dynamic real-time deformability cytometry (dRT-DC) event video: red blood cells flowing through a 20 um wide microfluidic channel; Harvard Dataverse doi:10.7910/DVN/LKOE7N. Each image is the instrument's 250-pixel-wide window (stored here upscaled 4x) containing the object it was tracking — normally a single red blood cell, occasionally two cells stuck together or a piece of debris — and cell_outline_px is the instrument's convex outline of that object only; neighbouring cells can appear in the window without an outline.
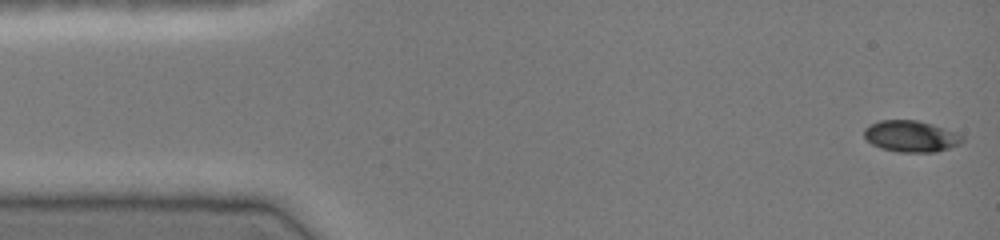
{"species": "common noctule bat (a hibernating species)", "species_latin": "Nyctalus noctula", "temperature_condition": "cold", "stored_images_in_passage": 46, "camera_frame_rate_fps": 3000, "um_per_image_px": 0.085, "animal": {"sex": "female", "body_mass_g": 19.0, "forearm_length_mm": 51.5}, "frame": {"image": 1, "passage_image": 1, "time_ms": 0.0, "image_size_px": [1000, 240], "cell_outline_px": [[964, 140], [960, 144], [936, 152], [896, 152], [880, 148], [872, 144], [864, 136], [864, 128], [880, 120], [916, 120], [932, 124], [956, 132], [964, 136]], "centroid_in_image_um": [77.44, 11.59], "position_along_channel_um": 7.6, "area_um2": 17.98}}
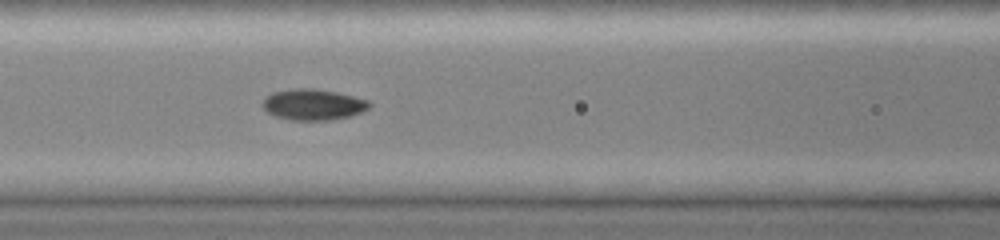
{"frame": {"image": 2, "passage_image": 19, "time_ms": 6.0, "image_size_px": [1000, 240], "cell_outline_px": [[372, 104], [368, 108], [352, 116], [332, 120], [292, 120], [276, 116], [268, 112], [260, 104], [264, 96], [272, 92], [292, 88], [312, 88], [336, 92], [368, 100]], "centroid_in_image_um": [26.58, 8.88], "position_along_channel_um": 140.0, "area_um2": 19.42}}
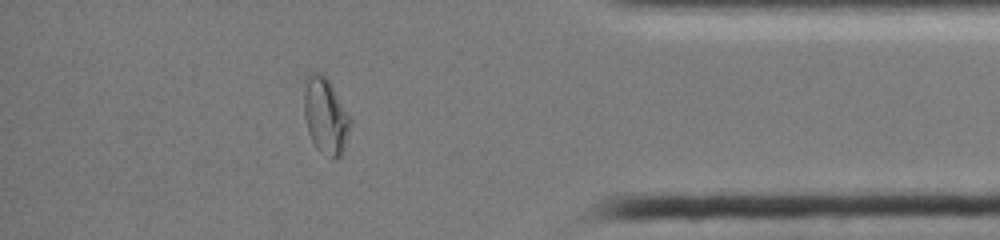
{"frame": {"image": 3, "passage_image": 40, "time_ms": 13.0, "image_size_px": [1000, 240], "cell_outline_px": [[352, 120], [340, 156], [336, 160], [332, 160], [316, 148], [308, 132], [304, 116], [304, 92], [308, 72], [320, 72], [328, 80]], "centroid_in_image_um": [27.64, 9.86], "position_along_channel_um": 407.6, "area_um2": 20.29}, "authors_computed_cell_mechanics": {"area_um2": 18.2937, "velocity_mm_per_s": 4.0844, "shape_relaxation_time_tau1_ms": 4.1627, "shape_relaxation_time_tau2_ms": 1.6832, "deformation_change_tau1": 0.1624, "deformation_change_tau2": 0.0322}}